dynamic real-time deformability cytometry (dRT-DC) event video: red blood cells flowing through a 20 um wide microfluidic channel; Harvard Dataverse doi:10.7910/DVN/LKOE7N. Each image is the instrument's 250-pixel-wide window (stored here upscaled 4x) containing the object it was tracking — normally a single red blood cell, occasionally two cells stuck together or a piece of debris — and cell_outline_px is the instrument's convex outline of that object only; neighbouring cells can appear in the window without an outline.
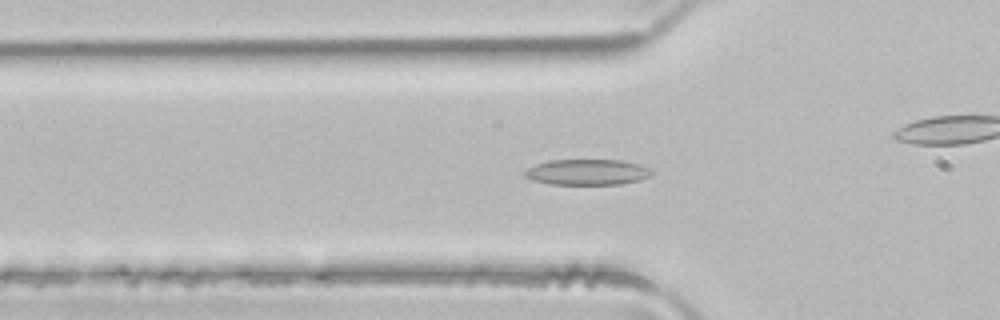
{"species": "common noctule bat (a hibernating species)", "species_latin": "Nyctalus noctula", "temperature_condition": "room temperature", "stored_images_in_passage": 46, "camera_frame_rate_fps": 3000, "um_per_image_px": 0.085, "animal": {"sex": "male", "body_mass_g": 21.5, "forearm_length_mm": 52.0}, "frame": {"image": 1, "passage_image": 12, "time_ms": 3.667, "image_size_px": [1000, 320], "cell_outline_px": [[652, 172], [648, 176], [640, 180], [620, 184], [548, 184], [532, 180], [524, 176], [524, 172], [528, 168], [536, 164], [548, 160], [620, 160], [640, 164], [648, 168]], "centroid_in_image_um": [49.88, 14.63], "position_along_channel_um": 75.9, "area_um2": 18.96}}
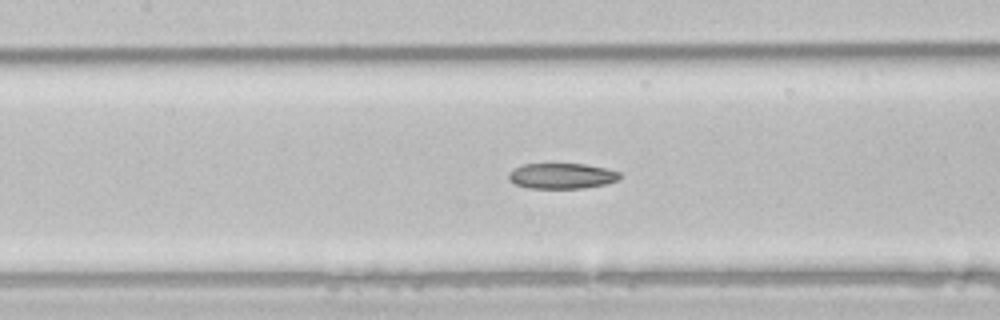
{"frame": {"image": 2, "passage_image": 18, "time_ms": 5.667, "image_size_px": [1000, 320], "cell_outline_px": [[620, 180], [608, 184], [584, 188], [528, 188], [516, 184], [508, 180], [508, 172], [512, 168], [524, 164], [584, 164], [604, 168], [620, 172]], "centroid_in_image_um": [47.74, 14.96], "position_along_channel_um": 159.7, "area_um2": 16.7}}
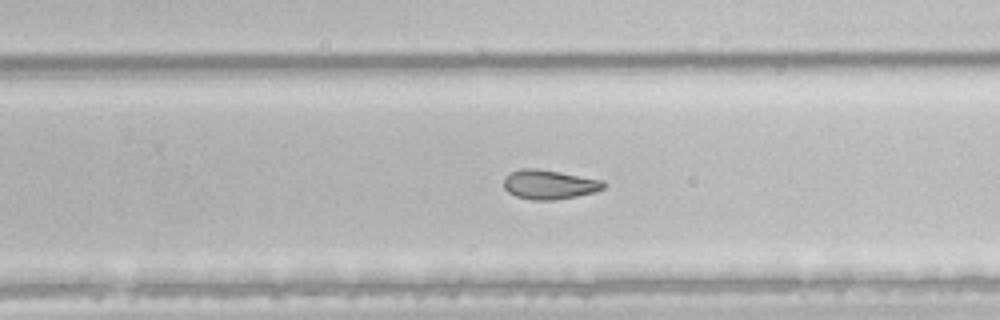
{"frame": {"image": 3, "passage_image": 27, "time_ms": 8.667, "image_size_px": [1000, 320], "cell_outline_px": [[608, 184], [604, 188], [596, 192], [576, 196], [552, 200], [532, 200], [516, 196], [508, 192], [504, 188], [504, 176], [520, 168], [536, 168], [560, 172], [604, 180]], "centroid_in_image_um": [46.71, 15.68], "position_along_channel_um": 283.1, "area_um2": 17.22}, "authors_computed_cell_mechanics": {"area_um2": 19.074, "velocity_mm_per_s": 4.1369, "shape_relaxation_time_tau1_ms": 5.6619, "shape_relaxation_time_tau2_ms": 5.0658, "deformation_change_tau1": 0.1378, "deformation_change_tau2": 0.1254}}